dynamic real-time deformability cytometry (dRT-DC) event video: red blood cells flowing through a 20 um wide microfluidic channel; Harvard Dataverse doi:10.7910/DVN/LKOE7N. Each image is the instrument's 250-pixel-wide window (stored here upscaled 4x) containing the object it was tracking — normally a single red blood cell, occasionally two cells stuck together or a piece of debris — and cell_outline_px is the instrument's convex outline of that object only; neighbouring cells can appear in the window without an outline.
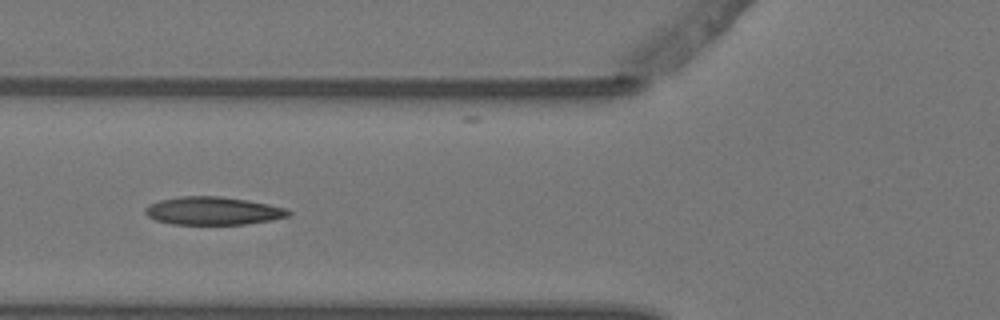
{"species": "Egyptian fruit bat (a non-hibernating species)", "species_latin": "Rousettus aegyptiacus", "temperature_condition": "warm", "stored_images_in_passage": 7, "camera_frame_rate_fps": 3000, "um_per_image_px": 0.085, "animal": {"sex": "female"}, "frame": {"image": 1, "passage_image": 5, "time_ms": 1.333, "image_size_px": [1000, 320], "cell_outline_px": [[292, 212], [288, 216], [272, 220], [244, 224], [172, 224], [156, 220], [148, 216], [144, 212], [144, 208], [148, 204], [160, 200], [180, 196], [220, 196], [248, 200], [288, 208]], "centroid_in_image_um": [18.11, 17.91], "position_along_channel_um": 107.7, "area_um2": 23.47}}
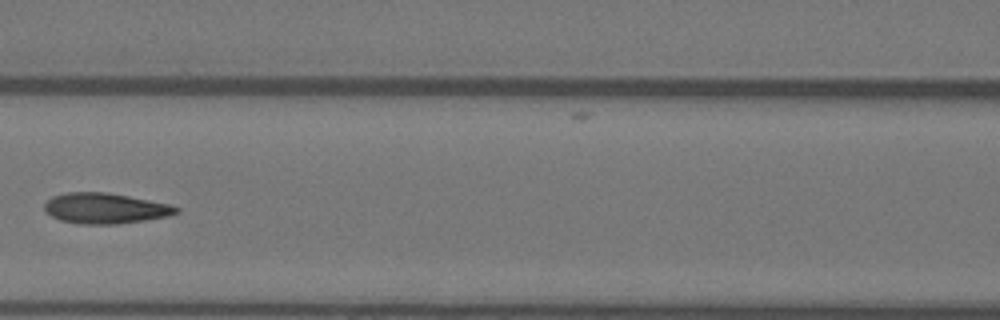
{"frame": {"image": 2, "passage_image": 6, "time_ms": 1.667, "image_size_px": [1000, 320], "cell_outline_px": [[180, 212], [168, 216], [144, 220], [116, 224], [80, 224], [60, 220], [52, 216], [44, 208], [44, 204], [52, 196], [68, 192], [108, 192], [168, 204], [180, 208]], "centroid_in_image_um": [8.94, 17.7], "position_along_channel_um": 157.7, "area_um2": 23.29}}